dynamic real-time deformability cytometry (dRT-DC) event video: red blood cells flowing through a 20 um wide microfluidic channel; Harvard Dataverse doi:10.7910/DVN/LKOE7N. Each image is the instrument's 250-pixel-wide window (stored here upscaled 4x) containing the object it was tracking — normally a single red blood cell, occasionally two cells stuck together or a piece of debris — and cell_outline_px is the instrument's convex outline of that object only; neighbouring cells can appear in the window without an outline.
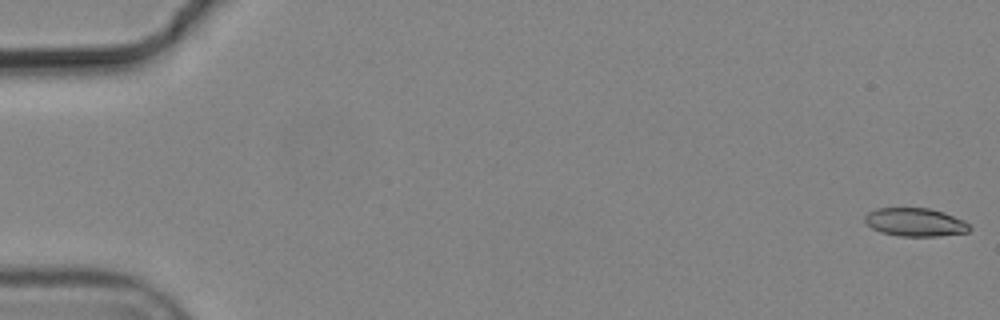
{"species": "common noctule bat (a hibernating species)", "species_latin": "Nyctalus noctula", "temperature_condition": "cold", "stored_images_in_passage": 4, "segment_of_instrument_passage": [2, 2], "camera_frame_rate_fps": 3000, "um_per_image_px": 0.085, "animal": {"sex": "male", "body_mass_g": 19.2, "forearm_length_mm": 51.8}, "frame": {"image": 1, "passage_image": 4, "time_ms": 1.0, "image_size_px": [1000, 320], "cell_outline_px": [[972, 228], [968, 232], [940, 236], [900, 236], [880, 232], [872, 228], [864, 220], [864, 216], [868, 212], [876, 208], [928, 208], [944, 212], [964, 220]], "centroid_in_image_um": [77.8, 18.88], "position_along_channel_um": 7.2, "area_um2": 17.34}}